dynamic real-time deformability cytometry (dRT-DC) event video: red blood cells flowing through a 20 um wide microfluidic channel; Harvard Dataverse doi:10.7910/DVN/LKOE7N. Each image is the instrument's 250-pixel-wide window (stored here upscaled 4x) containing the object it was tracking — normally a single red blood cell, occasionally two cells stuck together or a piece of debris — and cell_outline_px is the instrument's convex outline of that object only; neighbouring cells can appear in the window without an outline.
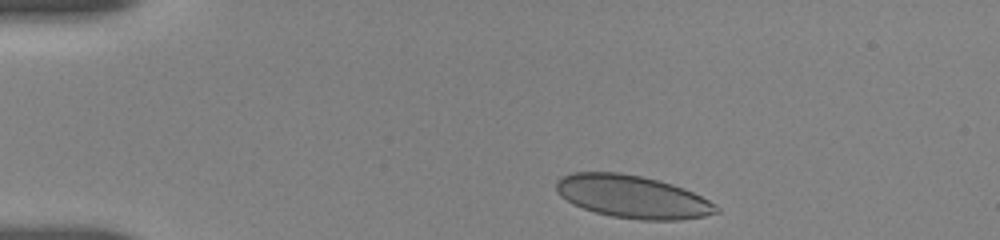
{"species": "human", "species_latin": "Homo sapiens", "temperature_condition": "room temperature", "stored_images_in_passage": 5, "camera_frame_rate_fps": 3000, "um_per_image_px": 0.085, "donor": {"sex": "female"}, "frame": {"image": 1, "passage_image": 1, "time_ms": 0.0, "image_size_px": [1000, 240], "cell_outline_px": [[720, 212], [704, 216], [680, 220], [640, 220], [612, 216], [596, 212], [572, 204], [560, 196], [556, 192], [556, 180], [560, 176], [572, 172], [620, 172], [660, 180], [684, 188], [716, 204], [720, 208]], "centroid_in_image_um": [53.74, 16.71], "position_along_channel_um": 31.3, "area_um2": 40.06}}
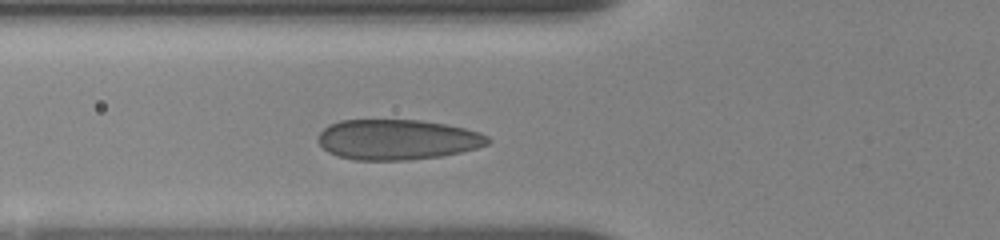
{"frame": {"image": 2, "passage_image": 5, "time_ms": 3.333, "image_size_px": [1000, 240], "cell_outline_px": [[492, 140], [488, 144], [476, 148], [460, 152], [440, 156], [408, 160], [356, 160], [340, 156], [328, 152], [316, 140], [320, 132], [328, 124], [340, 120], [420, 120], [444, 124], [464, 128], [480, 132], [488, 136]], "centroid_in_image_um": [33.76, 11.86], "position_along_channel_um": 92.0, "area_um2": 39.88}}